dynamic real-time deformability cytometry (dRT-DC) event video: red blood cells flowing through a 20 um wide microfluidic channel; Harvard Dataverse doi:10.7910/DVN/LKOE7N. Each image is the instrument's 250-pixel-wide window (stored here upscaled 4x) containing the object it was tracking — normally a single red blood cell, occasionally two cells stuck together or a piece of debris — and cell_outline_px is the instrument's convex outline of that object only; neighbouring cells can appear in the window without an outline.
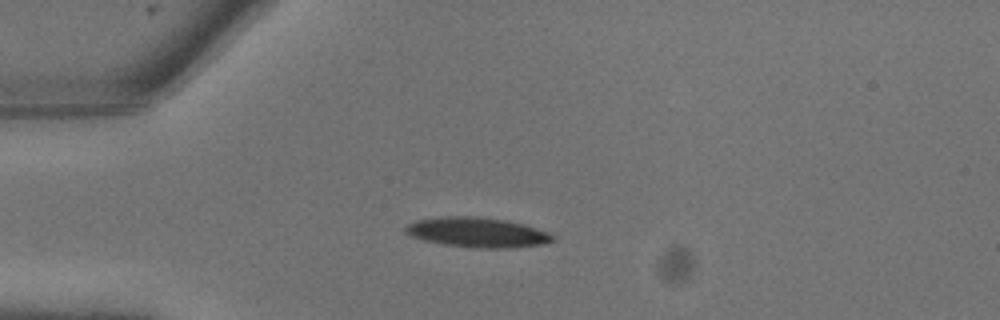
{"species": "common noctule bat (a hibernating species)", "species_latin": "Nyctalus noctula", "temperature_condition": "warm", "stored_images_in_passage": 6, "camera_frame_rate_fps": 3000, "um_per_image_px": 0.085, "animal": {"sex": "male", "body_mass_g": 13.3}, "frame": {"image": 1, "passage_image": 5, "time_ms": 1.333, "image_size_px": [1000, 320], "cell_outline_px": [[556, 240], [540, 244], [512, 248], [472, 248], [444, 244], [424, 240], [408, 236], [404, 232], [404, 228], [408, 224], [416, 220], [440, 216], [476, 216], [508, 220], [524, 224], [548, 232], [556, 236]], "centroid_in_image_um": [40.55, 19.75], "position_along_channel_um": 44.4, "area_um2": 25.95}}